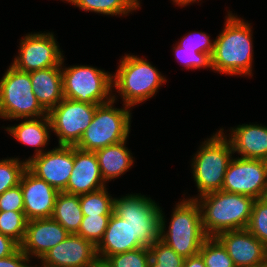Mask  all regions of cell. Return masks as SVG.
I'll list each match as a JSON object with an SVG mask.
<instances>
[{
	"instance_id": "cell-1",
	"label": "cell",
	"mask_w": 267,
	"mask_h": 267,
	"mask_svg": "<svg viewBox=\"0 0 267 267\" xmlns=\"http://www.w3.org/2000/svg\"><path fill=\"white\" fill-rule=\"evenodd\" d=\"M251 25L228 11L223 30L215 38L211 55L212 71L234 76H253Z\"/></svg>"
},
{
	"instance_id": "cell-2",
	"label": "cell",
	"mask_w": 267,
	"mask_h": 267,
	"mask_svg": "<svg viewBox=\"0 0 267 267\" xmlns=\"http://www.w3.org/2000/svg\"><path fill=\"white\" fill-rule=\"evenodd\" d=\"M196 200L201 212L202 227L207 237L224 231L246 229L252 213L253 197L223 190L207 193Z\"/></svg>"
},
{
	"instance_id": "cell-3",
	"label": "cell",
	"mask_w": 267,
	"mask_h": 267,
	"mask_svg": "<svg viewBox=\"0 0 267 267\" xmlns=\"http://www.w3.org/2000/svg\"><path fill=\"white\" fill-rule=\"evenodd\" d=\"M166 82L147 59L130 53L122 56L116 73L112 74V87L117 89L123 104L132 108L153 97Z\"/></svg>"
},
{
	"instance_id": "cell-4",
	"label": "cell",
	"mask_w": 267,
	"mask_h": 267,
	"mask_svg": "<svg viewBox=\"0 0 267 267\" xmlns=\"http://www.w3.org/2000/svg\"><path fill=\"white\" fill-rule=\"evenodd\" d=\"M174 206L168 230H166L165 215L162 209L160 210L162 213L160 240L184 258L197 255L207 238L202 227L199 204L196 200L183 198Z\"/></svg>"
},
{
	"instance_id": "cell-5",
	"label": "cell",
	"mask_w": 267,
	"mask_h": 267,
	"mask_svg": "<svg viewBox=\"0 0 267 267\" xmlns=\"http://www.w3.org/2000/svg\"><path fill=\"white\" fill-rule=\"evenodd\" d=\"M223 131L221 128L203 141L192 158V174L199 192L197 197L222 190L227 166L234 154Z\"/></svg>"
},
{
	"instance_id": "cell-6",
	"label": "cell",
	"mask_w": 267,
	"mask_h": 267,
	"mask_svg": "<svg viewBox=\"0 0 267 267\" xmlns=\"http://www.w3.org/2000/svg\"><path fill=\"white\" fill-rule=\"evenodd\" d=\"M118 97L112 94L109 102L97 105L90 125L86 128L77 148L95 152L106 146L128 140L131 126V107L114 106Z\"/></svg>"
},
{
	"instance_id": "cell-7",
	"label": "cell",
	"mask_w": 267,
	"mask_h": 267,
	"mask_svg": "<svg viewBox=\"0 0 267 267\" xmlns=\"http://www.w3.org/2000/svg\"><path fill=\"white\" fill-rule=\"evenodd\" d=\"M45 115L48 112L33 93L30 72L18 70L11 64L0 79V119L18 121Z\"/></svg>"
},
{
	"instance_id": "cell-8",
	"label": "cell",
	"mask_w": 267,
	"mask_h": 267,
	"mask_svg": "<svg viewBox=\"0 0 267 267\" xmlns=\"http://www.w3.org/2000/svg\"><path fill=\"white\" fill-rule=\"evenodd\" d=\"M160 210L159 204L141 193L114 199L113 213L126 220L132 228L133 238L143 247L152 246L161 237Z\"/></svg>"
},
{
	"instance_id": "cell-9",
	"label": "cell",
	"mask_w": 267,
	"mask_h": 267,
	"mask_svg": "<svg viewBox=\"0 0 267 267\" xmlns=\"http://www.w3.org/2000/svg\"><path fill=\"white\" fill-rule=\"evenodd\" d=\"M61 62L64 98L88 104H103L112 99V74L88 65L64 66ZM65 68V69H64Z\"/></svg>"
},
{
	"instance_id": "cell-10",
	"label": "cell",
	"mask_w": 267,
	"mask_h": 267,
	"mask_svg": "<svg viewBox=\"0 0 267 267\" xmlns=\"http://www.w3.org/2000/svg\"><path fill=\"white\" fill-rule=\"evenodd\" d=\"M97 104L77 100H63L48 112L51 131L58 138V145L76 146L90 125Z\"/></svg>"
},
{
	"instance_id": "cell-11",
	"label": "cell",
	"mask_w": 267,
	"mask_h": 267,
	"mask_svg": "<svg viewBox=\"0 0 267 267\" xmlns=\"http://www.w3.org/2000/svg\"><path fill=\"white\" fill-rule=\"evenodd\" d=\"M222 190L254 199L267 197V161L232 157Z\"/></svg>"
},
{
	"instance_id": "cell-12",
	"label": "cell",
	"mask_w": 267,
	"mask_h": 267,
	"mask_svg": "<svg viewBox=\"0 0 267 267\" xmlns=\"http://www.w3.org/2000/svg\"><path fill=\"white\" fill-rule=\"evenodd\" d=\"M54 36L52 32L26 34L11 64L25 72L61 66L64 55Z\"/></svg>"
},
{
	"instance_id": "cell-13",
	"label": "cell",
	"mask_w": 267,
	"mask_h": 267,
	"mask_svg": "<svg viewBox=\"0 0 267 267\" xmlns=\"http://www.w3.org/2000/svg\"><path fill=\"white\" fill-rule=\"evenodd\" d=\"M27 168L43 179L58 192H64L69 182L74 165V146L58 145L27 158Z\"/></svg>"
},
{
	"instance_id": "cell-14",
	"label": "cell",
	"mask_w": 267,
	"mask_h": 267,
	"mask_svg": "<svg viewBox=\"0 0 267 267\" xmlns=\"http://www.w3.org/2000/svg\"><path fill=\"white\" fill-rule=\"evenodd\" d=\"M216 238L236 267H262L267 264V247L247 229L224 231Z\"/></svg>"
},
{
	"instance_id": "cell-15",
	"label": "cell",
	"mask_w": 267,
	"mask_h": 267,
	"mask_svg": "<svg viewBox=\"0 0 267 267\" xmlns=\"http://www.w3.org/2000/svg\"><path fill=\"white\" fill-rule=\"evenodd\" d=\"M19 184L27 220L51 218L58 191L28 168L23 172Z\"/></svg>"
},
{
	"instance_id": "cell-16",
	"label": "cell",
	"mask_w": 267,
	"mask_h": 267,
	"mask_svg": "<svg viewBox=\"0 0 267 267\" xmlns=\"http://www.w3.org/2000/svg\"><path fill=\"white\" fill-rule=\"evenodd\" d=\"M97 259L96 247L77 234L51 248L40 260V267H88Z\"/></svg>"
},
{
	"instance_id": "cell-17",
	"label": "cell",
	"mask_w": 267,
	"mask_h": 267,
	"mask_svg": "<svg viewBox=\"0 0 267 267\" xmlns=\"http://www.w3.org/2000/svg\"><path fill=\"white\" fill-rule=\"evenodd\" d=\"M69 235L67 230L52 217L30 220L20 248L29 258L37 257L39 260Z\"/></svg>"
},
{
	"instance_id": "cell-18",
	"label": "cell",
	"mask_w": 267,
	"mask_h": 267,
	"mask_svg": "<svg viewBox=\"0 0 267 267\" xmlns=\"http://www.w3.org/2000/svg\"><path fill=\"white\" fill-rule=\"evenodd\" d=\"M105 186L106 183L102 178L95 152L85 151L74 146L73 170L64 192L82 195Z\"/></svg>"
},
{
	"instance_id": "cell-19",
	"label": "cell",
	"mask_w": 267,
	"mask_h": 267,
	"mask_svg": "<svg viewBox=\"0 0 267 267\" xmlns=\"http://www.w3.org/2000/svg\"><path fill=\"white\" fill-rule=\"evenodd\" d=\"M229 131L231 133L225 137L230 141L233 153H238L240 158L267 161V126L242 124Z\"/></svg>"
},
{
	"instance_id": "cell-20",
	"label": "cell",
	"mask_w": 267,
	"mask_h": 267,
	"mask_svg": "<svg viewBox=\"0 0 267 267\" xmlns=\"http://www.w3.org/2000/svg\"><path fill=\"white\" fill-rule=\"evenodd\" d=\"M141 247L143 246L132 236L131 226L113 213L103 238L96 246V254L97 258L106 260L109 256Z\"/></svg>"
},
{
	"instance_id": "cell-21",
	"label": "cell",
	"mask_w": 267,
	"mask_h": 267,
	"mask_svg": "<svg viewBox=\"0 0 267 267\" xmlns=\"http://www.w3.org/2000/svg\"><path fill=\"white\" fill-rule=\"evenodd\" d=\"M30 80L35 97L47 112L63 100L61 66L31 71Z\"/></svg>"
},
{
	"instance_id": "cell-22",
	"label": "cell",
	"mask_w": 267,
	"mask_h": 267,
	"mask_svg": "<svg viewBox=\"0 0 267 267\" xmlns=\"http://www.w3.org/2000/svg\"><path fill=\"white\" fill-rule=\"evenodd\" d=\"M5 130L21 144L35 147V155L33 154V156L45 152L44 147L49 144L50 132H52L51 121L48 115L38 118H23L21 123L7 126Z\"/></svg>"
},
{
	"instance_id": "cell-23",
	"label": "cell",
	"mask_w": 267,
	"mask_h": 267,
	"mask_svg": "<svg viewBox=\"0 0 267 267\" xmlns=\"http://www.w3.org/2000/svg\"><path fill=\"white\" fill-rule=\"evenodd\" d=\"M127 140L95 151L105 183L119 178L133 166L134 157L126 147Z\"/></svg>"
},
{
	"instance_id": "cell-24",
	"label": "cell",
	"mask_w": 267,
	"mask_h": 267,
	"mask_svg": "<svg viewBox=\"0 0 267 267\" xmlns=\"http://www.w3.org/2000/svg\"><path fill=\"white\" fill-rule=\"evenodd\" d=\"M52 218L69 234H76L83 219L79 195L58 192Z\"/></svg>"
},
{
	"instance_id": "cell-25",
	"label": "cell",
	"mask_w": 267,
	"mask_h": 267,
	"mask_svg": "<svg viewBox=\"0 0 267 267\" xmlns=\"http://www.w3.org/2000/svg\"><path fill=\"white\" fill-rule=\"evenodd\" d=\"M72 3L87 12L100 13L110 16H126L137 9L128 0H62Z\"/></svg>"
},
{
	"instance_id": "cell-26",
	"label": "cell",
	"mask_w": 267,
	"mask_h": 267,
	"mask_svg": "<svg viewBox=\"0 0 267 267\" xmlns=\"http://www.w3.org/2000/svg\"><path fill=\"white\" fill-rule=\"evenodd\" d=\"M107 187L94 192L79 195L83 216H111L114 210V197L107 192Z\"/></svg>"
},
{
	"instance_id": "cell-27",
	"label": "cell",
	"mask_w": 267,
	"mask_h": 267,
	"mask_svg": "<svg viewBox=\"0 0 267 267\" xmlns=\"http://www.w3.org/2000/svg\"><path fill=\"white\" fill-rule=\"evenodd\" d=\"M199 254L206 267H236L227 250L216 237H207L202 243Z\"/></svg>"
},
{
	"instance_id": "cell-28",
	"label": "cell",
	"mask_w": 267,
	"mask_h": 267,
	"mask_svg": "<svg viewBox=\"0 0 267 267\" xmlns=\"http://www.w3.org/2000/svg\"><path fill=\"white\" fill-rule=\"evenodd\" d=\"M28 220L24 212H0V233L21 245L24 241Z\"/></svg>"
},
{
	"instance_id": "cell-29",
	"label": "cell",
	"mask_w": 267,
	"mask_h": 267,
	"mask_svg": "<svg viewBox=\"0 0 267 267\" xmlns=\"http://www.w3.org/2000/svg\"><path fill=\"white\" fill-rule=\"evenodd\" d=\"M27 168L26 159L6 158L0 160V195L9 188L19 185L23 172Z\"/></svg>"
},
{
	"instance_id": "cell-30",
	"label": "cell",
	"mask_w": 267,
	"mask_h": 267,
	"mask_svg": "<svg viewBox=\"0 0 267 267\" xmlns=\"http://www.w3.org/2000/svg\"><path fill=\"white\" fill-rule=\"evenodd\" d=\"M148 249L150 252L149 267H183L185 258L178 255L160 239Z\"/></svg>"
},
{
	"instance_id": "cell-31",
	"label": "cell",
	"mask_w": 267,
	"mask_h": 267,
	"mask_svg": "<svg viewBox=\"0 0 267 267\" xmlns=\"http://www.w3.org/2000/svg\"><path fill=\"white\" fill-rule=\"evenodd\" d=\"M246 229L267 247V197L255 199Z\"/></svg>"
},
{
	"instance_id": "cell-32",
	"label": "cell",
	"mask_w": 267,
	"mask_h": 267,
	"mask_svg": "<svg viewBox=\"0 0 267 267\" xmlns=\"http://www.w3.org/2000/svg\"><path fill=\"white\" fill-rule=\"evenodd\" d=\"M111 216H83L77 235L90 241L95 247L103 238Z\"/></svg>"
},
{
	"instance_id": "cell-33",
	"label": "cell",
	"mask_w": 267,
	"mask_h": 267,
	"mask_svg": "<svg viewBox=\"0 0 267 267\" xmlns=\"http://www.w3.org/2000/svg\"><path fill=\"white\" fill-rule=\"evenodd\" d=\"M106 260L111 267H149L150 252L148 247H141L109 256Z\"/></svg>"
},
{
	"instance_id": "cell-34",
	"label": "cell",
	"mask_w": 267,
	"mask_h": 267,
	"mask_svg": "<svg viewBox=\"0 0 267 267\" xmlns=\"http://www.w3.org/2000/svg\"><path fill=\"white\" fill-rule=\"evenodd\" d=\"M175 58L187 69L210 68L212 70L211 56L196 50L181 48L179 45L173 47Z\"/></svg>"
},
{
	"instance_id": "cell-35",
	"label": "cell",
	"mask_w": 267,
	"mask_h": 267,
	"mask_svg": "<svg viewBox=\"0 0 267 267\" xmlns=\"http://www.w3.org/2000/svg\"><path fill=\"white\" fill-rule=\"evenodd\" d=\"M214 42L207 33L194 31L183 36L176 44L181 48L196 50L197 52L207 53L211 56L214 50Z\"/></svg>"
},
{
	"instance_id": "cell-36",
	"label": "cell",
	"mask_w": 267,
	"mask_h": 267,
	"mask_svg": "<svg viewBox=\"0 0 267 267\" xmlns=\"http://www.w3.org/2000/svg\"><path fill=\"white\" fill-rule=\"evenodd\" d=\"M24 212V200L20 184L0 195V212Z\"/></svg>"
},
{
	"instance_id": "cell-37",
	"label": "cell",
	"mask_w": 267,
	"mask_h": 267,
	"mask_svg": "<svg viewBox=\"0 0 267 267\" xmlns=\"http://www.w3.org/2000/svg\"><path fill=\"white\" fill-rule=\"evenodd\" d=\"M31 259L19 248L14 254L0 259V267H32Z\"/></svg>"
},
{
	"instance_id": "cell-38",
	"label": "cell",
	"mask_w": 267,
	"mask_h": 267,
	"mask_svg": "<svg viewBox=\"0 0 267 267\" xmlns=\"http://www.w3.org/2000/svg\"><path fill=\"white\" fill-rule=\"evenodd\" d=\"M19 248L16 241L0 233V259L14 254Z\"/></svg>"
},
{
	"instance_id": "cell-39",
	"label": "cell",
	"mask_w": 267,
	"mask_h": 267,
	"mask_svg": "<svg viewBox=\"0 0 267 267\" xmlns=\"http://www.w3.org/2000/svg\"><path fill=\"white\" fill-rule=\"evenodd\" d=\"M183 267H206L200 254L185 258Z\"/></svg>"
},
{
	"instance_id": "cell-40",
	"label": "cell",
	"mask_w": 267,
	"mask_h": 267,
	"mask_svg": "<svg viewBox=\"0 0 267 267\" xmlns=\"http://www.w3.org/2000/svg\"><path fill=\"white\" fill-rule=\"evenodd\" d=\"M88 267H111L107 260L97 258L92 264Z\"/></svg>"
},
{
	"instance_id": "cell-41",
	"label": "cell",
	"mask_w": 267,
	"mask_h": 267,
	"mask_svg": "<svg viewBox=\"0 0 267 267\" xmlns=\"http://www.w3.org/2000/svg\"><path fill=\"white\" fill-rule=\"evenodd\" d=\"M199 1L201 0H172V2L175 4V5H178L180 7H184V6H187L189 4H192V3H198Z\"/></svg>"
},
{
	"instance_id": "cell-42",
	"label": "cell",
	"mask_w": 267,
	"mask_h": 267,
	"mask_svg": "<svg viewBox=\"0 0 267 267\" xmlns=\"http://www.w3.org/2000/svg\"><path fill=\"white\" fill-rule=\"evenodd\" d=\"M136 9H139L140 6V0H128Z\"/></svg>"
}]
</instances>
